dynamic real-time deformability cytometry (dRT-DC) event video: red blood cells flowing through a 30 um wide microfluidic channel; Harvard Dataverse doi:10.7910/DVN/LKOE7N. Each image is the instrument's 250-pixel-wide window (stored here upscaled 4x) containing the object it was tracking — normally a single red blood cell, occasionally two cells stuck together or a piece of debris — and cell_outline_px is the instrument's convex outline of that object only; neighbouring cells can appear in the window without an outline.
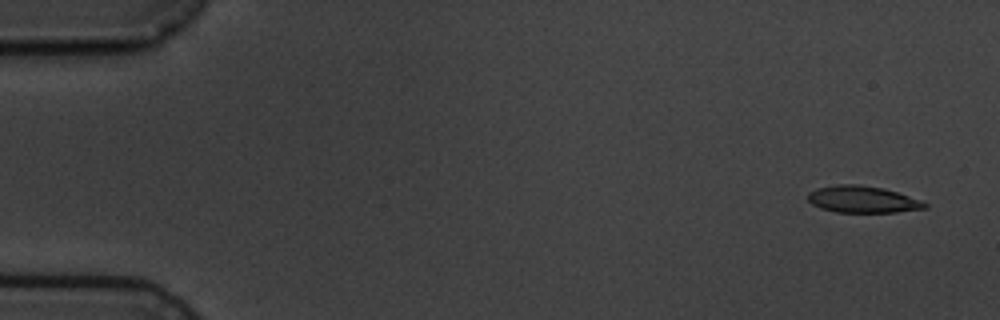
{"species": "common noctule bat (a hibernating species)", "species_latin": "Nyctalus noctula", "temperature_condition": "cold", "stored_images_in_passage": 8, "camera_frame_rate_fps": 3000, "um_per_image_px": 0.085, "animal": {"sex": "male", "body_mass_g": 19.5, "forearm_length_mm": 54.6}, "frame": {"image": 1, "passage_image": 1, "time_ms": 0.0, "image_size_px": [1000, 320], "cell_outline_px": [[928, 208], [896, 212], [836, 212], [820, 208], [812, 204], [808, 200], [808, 192], [816, 188], [836, 184], [860, 184], [884, 188], [920, 200], [928, 204]], "centroid_in_image_um": [73.3, 16.94], "position_along_channel_um": 11.7, "area_um2": 18.32}}
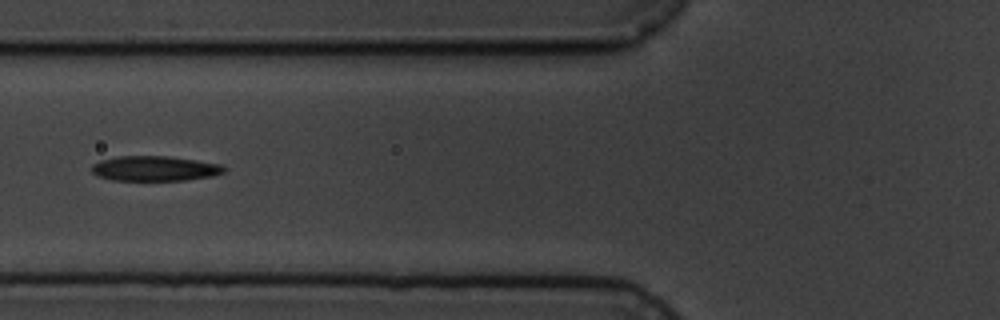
{"frame": {"image": 2, "passage_image": 6, "time_ms": 6.333, "image_size_px": [1000, 320], "cell_outline_px": [[228, 168], [224, 172], [212, 176], [184, 180], [112, 180], [96, 176], [92, 172], [92, 164], [100, 160], [120, 156], [168, 156], [196, 160], [220, 164]], "centroid_in_image_um": [13.14, 14.32], "position_along_channel_um": 112.7, "area_um2": 19.31}}
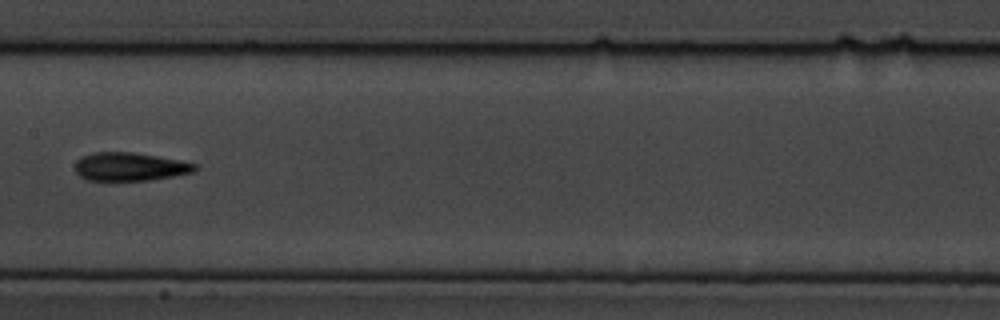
{"frame": {"image": 3, "passage_image": 8, "time_ms": 8.667, "image_size_px": [1000, 320], "cell_outline_px": [[200, 164], [192, 172], [172, 176], [148, 180], [88, 180], [80, 176], [76, 172], [76, 160], [80, 156], [92, 152], [136, 152], [180, 160]], "centroid_in_image_um": [11.03, 14.15], "position_along_channel_um": 196.4, "area_um2": 19.83}}